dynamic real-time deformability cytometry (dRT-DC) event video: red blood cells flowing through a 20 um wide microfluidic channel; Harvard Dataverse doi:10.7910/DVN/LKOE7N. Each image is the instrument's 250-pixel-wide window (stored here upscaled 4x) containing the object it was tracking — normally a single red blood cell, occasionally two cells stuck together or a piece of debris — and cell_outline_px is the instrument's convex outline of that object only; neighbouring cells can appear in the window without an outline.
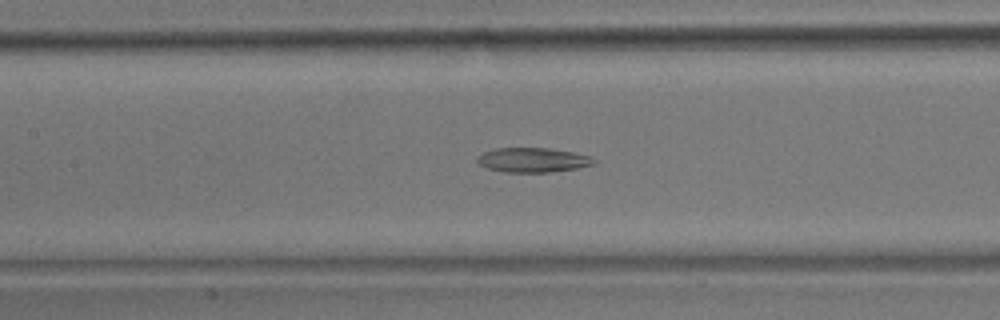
{"species": "common noctule bat (a hibernating species)", "species_latin": "Nyctalus noctula", "temperature_condition": "room temperature", "stored_images_in_passage": 57, "camera_frame_rate_fps": 3000, "um_per_image_px": 0.085, "animal": {"sex": "male", "body_mass_g": 17.9}, "frame": {"image": 1, "passage_image": 26, "time_ms": 8.333, "image_size_px": [1000, 320], "cell_outline_px": [[596, 164], [576, 168], [548, 172], [504, 172], [488, 168], [480, 164], [476, 160], [476, 156], [484, 152], [496, 148], [548, 148], [572, 152], [592, 156], [596, 160]], "centroid_in_image_um": [45.3, 13.59], "position_along_channel_um": 162.1, "area_um2": 16.65}}
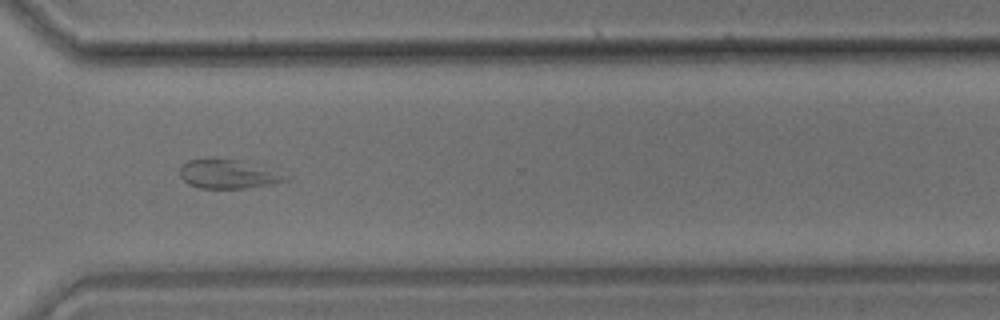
{"frame": {"image": 2, "passage_image": 42, "time_ms": 13.667, "image_size_px": [1000, 320], "cell_outline_px": [[288, 180], [268, 184], [244, 188], [200, 188], [188, 184], [180, 176], [180, 168], [188, 160], [244, 160], [288, 176]], "centroid_in_image_um": [19.37, 14.81], "position_along_channel_um": 351.2, "area_um2": 17.22}}
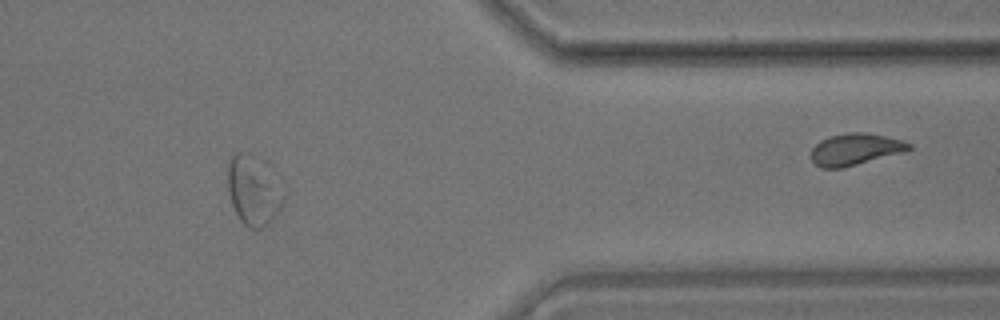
{"frame": {"image": 3, "passage_image": 47, "time_ms": 15.333, "image_size_px": [1000, 320], "cell_outline_px": [[284, 200], [280, 208], [272, 220], [268, 224], [260, 228], [248, 228], [240, 220], [232, 204], [228, 192], [228, 160], [232, 152], [248, 152], [284, 196]], "centroid_in_image_um": [21.43, 16.27], "position_along_channel_um": 390.0, "area_um2": 21.1}, "authors_computed_cell_mechanics": {"area_um2": 21.386, "velocity_mm_per_s": 3.551, "shape_relaxation_time_tau1_ms": null, "shape_relaxation_time_tau2_ms": 3.9687, "deformation_change_tau1": null, "deformation_change_tau2": 0.0919}}